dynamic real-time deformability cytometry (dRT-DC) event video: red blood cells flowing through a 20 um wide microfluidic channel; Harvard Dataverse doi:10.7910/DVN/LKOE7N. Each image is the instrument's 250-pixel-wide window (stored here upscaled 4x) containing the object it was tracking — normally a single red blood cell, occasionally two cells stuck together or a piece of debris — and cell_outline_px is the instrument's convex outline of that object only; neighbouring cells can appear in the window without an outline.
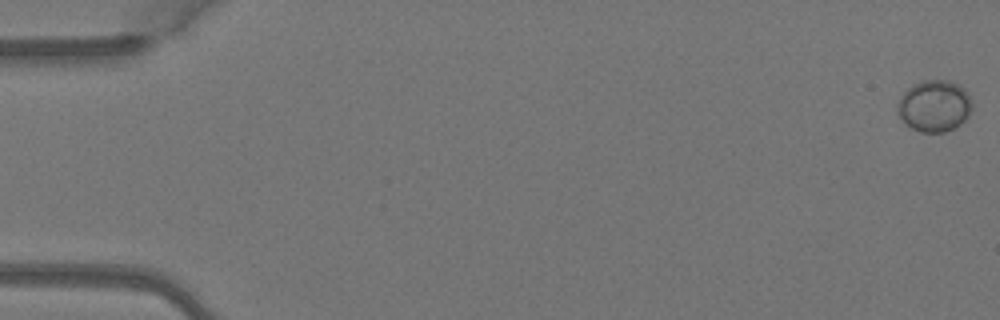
{"species": "Egyptian fruit bat (a non-hibernating species)", "species_latin": "Rousettus aegyptiacus", "temperature_condition": "warm", "stored_images_in_passage": 4, "camera_frame_rate_fps": 3000, "um_per_image_px": 0.085, "animal": {"sex": "female"}, "frame": {"image": 1, "passage_image": 1, "time_ms": 0.0, "image_size_px": [1000, 320], "cell_outline_px": [[972, 108], [968, 116], [960, 124], [944, 132], [920, 132], [904, 124], [900, 116], [896, 104], [900, 96], [912, 84], [920, 80], [948, 80], [964, 88], [968, 92], [972, 104]], "centroid_in_image_um": [79.4, 8.99], "position_along_channel_um": 5.6, "area_um2": 22.54}}